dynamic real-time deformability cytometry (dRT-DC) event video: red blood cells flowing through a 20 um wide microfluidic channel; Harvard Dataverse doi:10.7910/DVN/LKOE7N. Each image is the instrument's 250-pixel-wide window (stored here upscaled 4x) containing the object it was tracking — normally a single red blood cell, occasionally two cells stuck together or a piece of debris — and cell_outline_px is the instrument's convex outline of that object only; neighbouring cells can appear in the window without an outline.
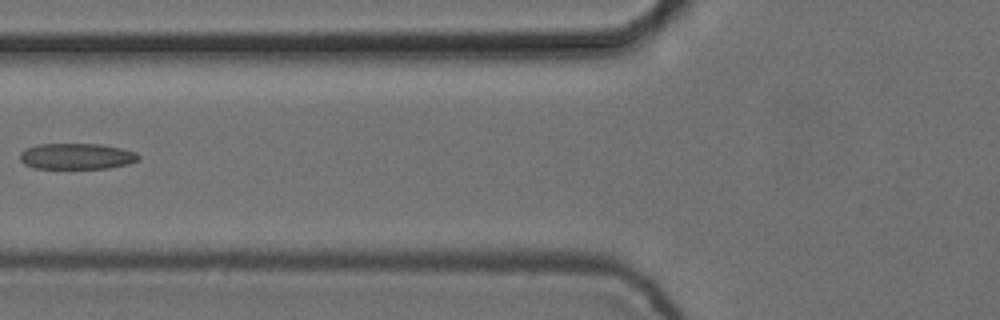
{"species": "common noctule bat (a hibernating species)", "species_latin": "Nyctalus noctula", "temperature_condition": "cold", "stored_images_in_passage": 8, "camera_frame_rate_fps": 3000, "um_per_image_px": 0.085, "animal": {"sex": "female", "body_mass_g": 24.6, "forearm_length_mm": 56.2}, "frame": {"image": 1, "passage_image": 7, "time_ms": 2.0, "image_size_px": [1000, 320], "cell_outline_px": [[140, 156], [136, 160], [128, 164], [108, 168], [36, 168], [24, 164], [20, 160], [20, 152], [36, 144], [100, 144], [120, 148], [136, 152]], "centroid_in_image_um": [6.5, 13.28], "position_along_channel_um": 119.3, "area_um2": 17.8}}
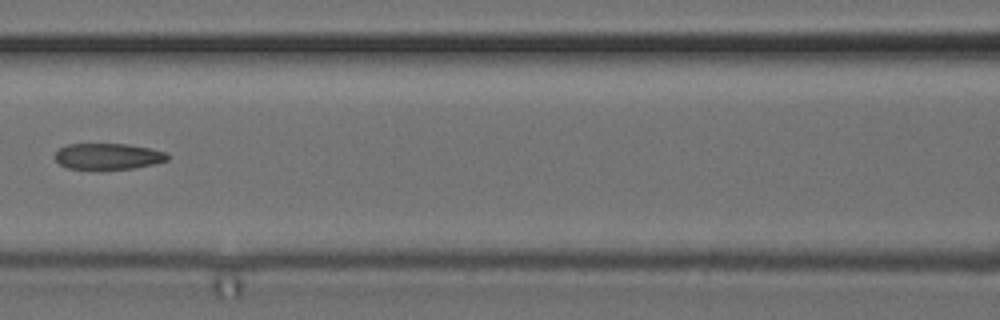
{"frame": {"image": 2, "passage_image": 8, "time_ms": 2.333, "image_size_px": [1000, 320], "cell_outline_px": [[168, 160], [152, 164], [132, 168], [100, 172], [96, 172], [68, 168], [60, 164], [56, 160], [56, 152], [60, 148], [68, 144], [128, 144], [152, 148], [168, 152]], "centroid_in_image_um": [9.18, 13.33], "position_along_channel_um": 157.4, "area_um2": 17.8}}